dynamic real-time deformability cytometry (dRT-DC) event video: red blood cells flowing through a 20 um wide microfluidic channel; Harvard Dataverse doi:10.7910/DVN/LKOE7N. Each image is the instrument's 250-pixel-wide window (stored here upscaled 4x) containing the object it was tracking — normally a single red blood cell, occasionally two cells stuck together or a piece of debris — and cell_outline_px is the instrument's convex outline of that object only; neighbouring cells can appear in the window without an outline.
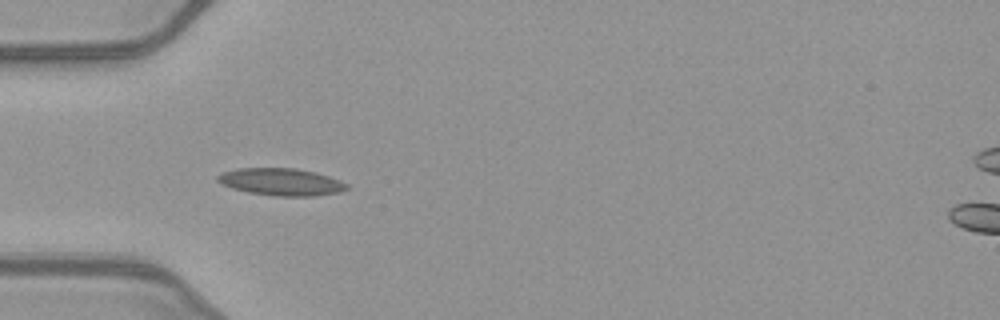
{"species": "common noctule bat (a hibernating species)", "species_latin": "Nyctalus noctula", "temperature_condition": "warm", "stored_images_in_passage": 36, "camera_frame_rate_fps": 3000, "um_per_image_px": 0.085, "animal": {"sex": "female", "body_mass_g": 21.9}, "frame": {"image": 1, "passage_image": 1, "time_ms": 0.0, "image_size_px": [1000, 320], "cell_outline_px": [[348, 188], [340, 192], [312, 196], [276, 196], [248, 192], [232, 188], [220, 184], [216, 180], [216, 176], [224, 172], [236, 168], [296, 168], [316, 172], [340, 180], [348, 184]], "centroid_in_image_um": [23.89, 15.46], "position_along_channel_um": 61.1, "area_um2": 20.58}}
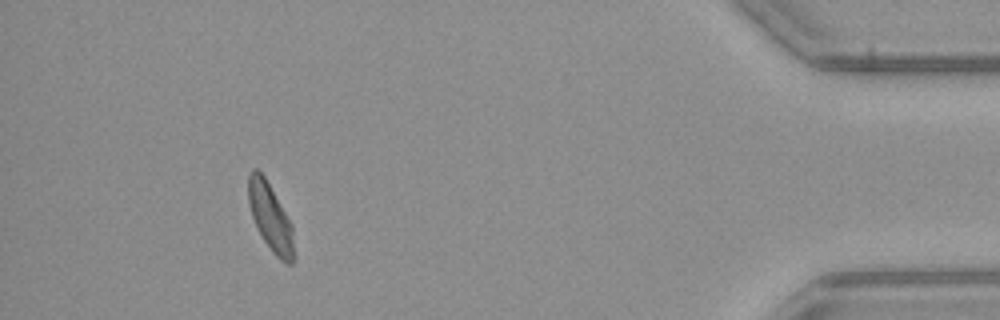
{"frame": {"image": 2, "passage_image": 32, "time_ms": 10.333, "image_size_px": [1000, 320], "cell_outline_px": [[292, 264], [288, 264], [280, 260], [272, 252], [256, 228], [248, 204], [248, 176], [252, 168], [256, 168], [264, 176], [292, 224]], "centroid_in_image_um": [22.94, 18.44], "position_along_channel_um": 412.3, "area_um2": 17.57}}